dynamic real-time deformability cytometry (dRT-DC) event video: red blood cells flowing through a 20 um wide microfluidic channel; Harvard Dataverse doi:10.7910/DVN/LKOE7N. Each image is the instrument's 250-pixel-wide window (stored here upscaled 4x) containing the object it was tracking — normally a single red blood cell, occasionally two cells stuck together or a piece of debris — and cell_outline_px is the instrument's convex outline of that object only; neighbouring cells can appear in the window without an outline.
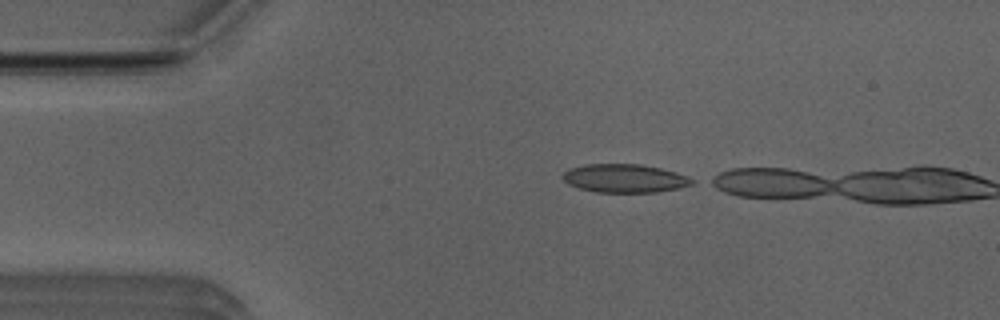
{"species": "Egyptian fruit bat (a non-hibernating species)", "species_latin": "Rousettus aegyptiacus", "temperature_condition": "room temperature", "stored_images_in_passage": 2, "camera_frame_rate_fps": 3000, "um_per_image_px": 0.085, "animal": {"sex": "male"}, "frame": {"image": 1, "passage_image": 1, "time_ms": 0.0, "image_size_px": [1000, 320], "cell_outline_px": [[696, 184], [680, 188], [656, 192], [596, 192], [580, 188], [568, 184], [560, 176], [564, 172], [572, 168], [588, 164], [640, 164], [660, 168], [676, 172], [688, 176], [696, 180]], "centroid_in_image_um": [53.15, 15.16], "position_along_channel_um": 31.8, "area_um2": 21.5}}